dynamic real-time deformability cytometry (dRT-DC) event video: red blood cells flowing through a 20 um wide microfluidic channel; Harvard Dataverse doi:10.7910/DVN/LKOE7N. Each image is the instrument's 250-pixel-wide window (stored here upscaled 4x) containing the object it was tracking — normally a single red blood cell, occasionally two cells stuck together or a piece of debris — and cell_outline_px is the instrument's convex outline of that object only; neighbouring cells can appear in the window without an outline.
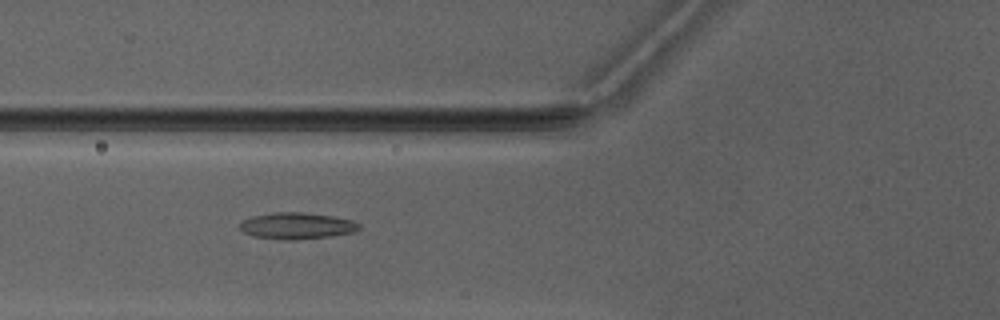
{"species": "Egyptian fruit bat (a non-hibernating species)", "species_latin": "Rousettus aegyptiacus", "temperature_condition": "warm", "stored_images_in_passage": 6, "camera_frame_rate_fps": 3000, "um_per_image_px": 0.085, "animal": {"sex": "male"}, "frame": {"image": 1, "passage_image": 5, "time_ms": 5.667, "image_size_px": [1000, 320], "cell_outline_px": [[360, 228], [356, 232], [332, 236], [296, 240], [284, 240], [252, 236], [244, 232], [240, 228], [240, 224], [244, 220], [252, 216], [272, 212], [304, 212], [332, 216], [352, 220], [360, 224]], "centroid_in_image_um": [25.25, 19.2], "position_along_channel_um": 100.5, "area_um2": 18.55}}
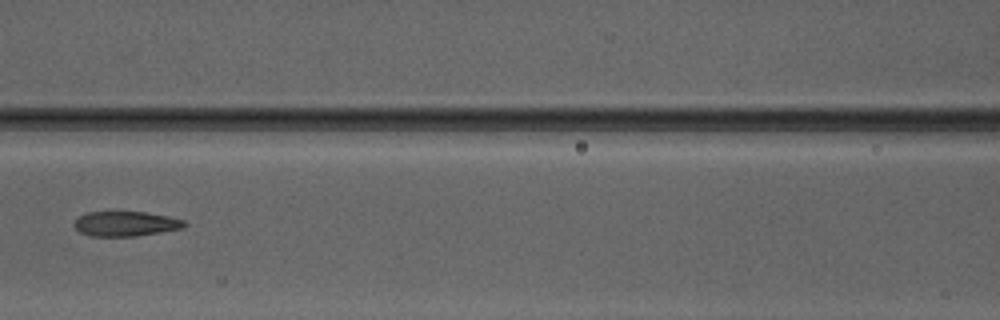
{"frame": {"image": 2, "passage_image": 6, "time_ms": 7.0, "image_size_px": [1000, 320], "cell_outline_px": [[188, 224], [184, 228], [136, 236], [88, 236], [80, 232], [72, 224], [80, 216], [88, 212], [144, 212], [168, 216], [184, 220]], "centroid_in_image_um": [10.7, 19.02], "position_along_channel_um": 155.9, "area_um2": 15.95}}